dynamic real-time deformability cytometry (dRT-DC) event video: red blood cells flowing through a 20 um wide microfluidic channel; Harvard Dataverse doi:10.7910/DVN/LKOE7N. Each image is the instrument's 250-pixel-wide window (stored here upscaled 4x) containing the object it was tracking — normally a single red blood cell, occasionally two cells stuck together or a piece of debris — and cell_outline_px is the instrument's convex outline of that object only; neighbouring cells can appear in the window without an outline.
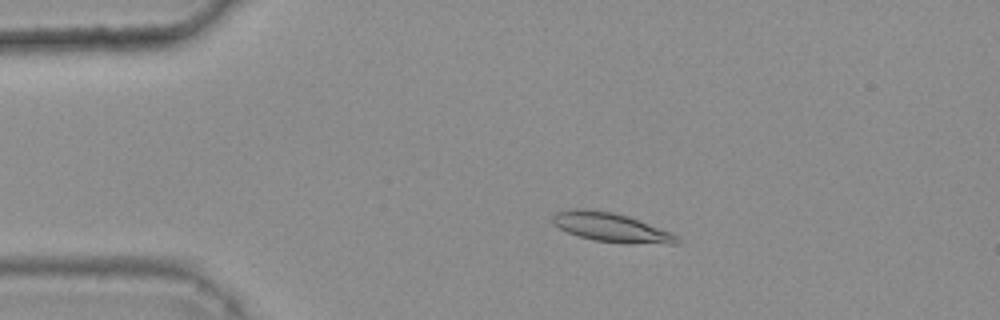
{"species": "common noctule bat (a hibernating species)", "species_latin": "Nyctalus noctula", "temperature_condition": "warm", "stored_images_in_passage": 45, "camera_frame_rate_fps": 3000, "um_per_image_px": 0.085, "animal": {"sex": "female", "body_mass_g": 25.1}, "frame": {"image": 1, "passage_image": 10, "time_ms": 3.0, "image_size_px": [1000, 320], "cell_outline_px": [[680, 244], [624, 244], [592, 240], [568, 232], [560, 228], [552, 220], [552, 216], [556, 212], [576, 208], [584, 208], [612, 212], [628, 216], [672, 232], [680, 236]], "centroid_in_image_um": [52.03, 19.35], "position_along_channel_um": 33.0, "area_um2": 21.33}}
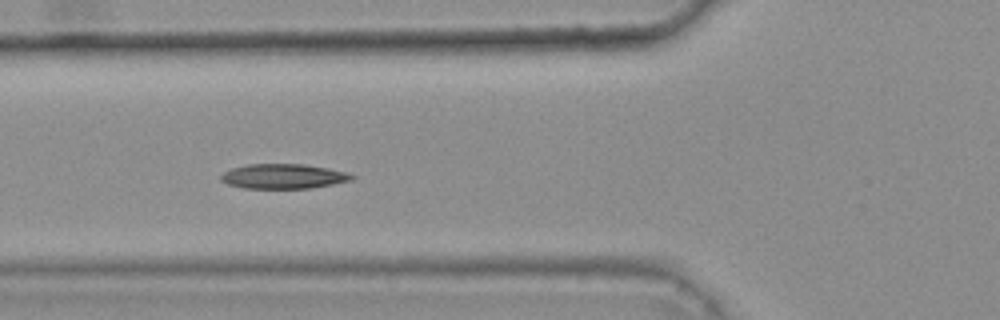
{"frame": {"image": 2, "passage_image": 19, "time_ms": 6.0, "image_size_px": [1000, 320], "cell_outline_px": [[356, 176], [352, 180], [312, 188], [244, 188], [228, 184], [220, 180], [220, 176], [224, 172], [232, 168], [248, 164], [304, 164], [328, 168], [348, 172]], "centroid_in_image_um": [24.1, 14.98], "position_along_channel_um": 101.7, "area_um2": 18.9}}
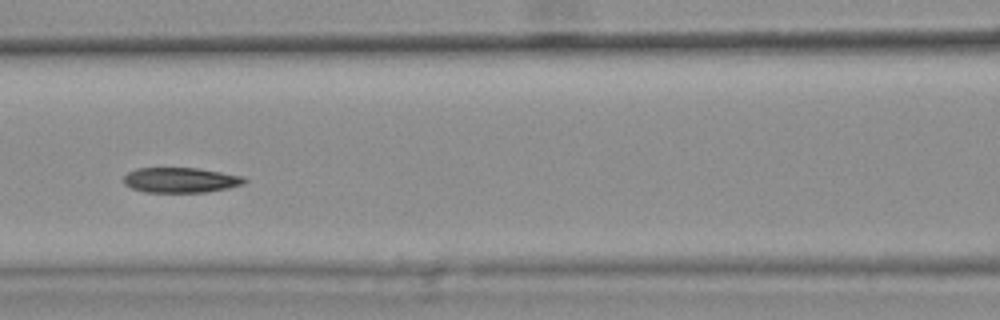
{"frame": {"image": 3, "passage_image": 23, "time_ms": 7.333, "image_size_px": [1000, 320], "cell_outline_px": [[248, 180], [244, 184], [228, 188], [204, 192], [144, 192], [132, 188], [124, 184], [124, 176], [128, 172], [136, 168], [196, 168], [244, 176]], "centroid_in_image_um": [15.36, 15.3], "position_along_channel_um": 151.2, "area_um2": 17.69}, "authors_computed_cell_mechanics": {"area_um2": 18.9006, "velocity_mm_per_s": 3.7113, "shape_relaxation_time_tau1_ms": 6.1829, "shape_relaxation_time_tau2_ms": 2.3768, "deformation_change_tau1": 0.1658, "deformation_change_tau2": 0.0731}}